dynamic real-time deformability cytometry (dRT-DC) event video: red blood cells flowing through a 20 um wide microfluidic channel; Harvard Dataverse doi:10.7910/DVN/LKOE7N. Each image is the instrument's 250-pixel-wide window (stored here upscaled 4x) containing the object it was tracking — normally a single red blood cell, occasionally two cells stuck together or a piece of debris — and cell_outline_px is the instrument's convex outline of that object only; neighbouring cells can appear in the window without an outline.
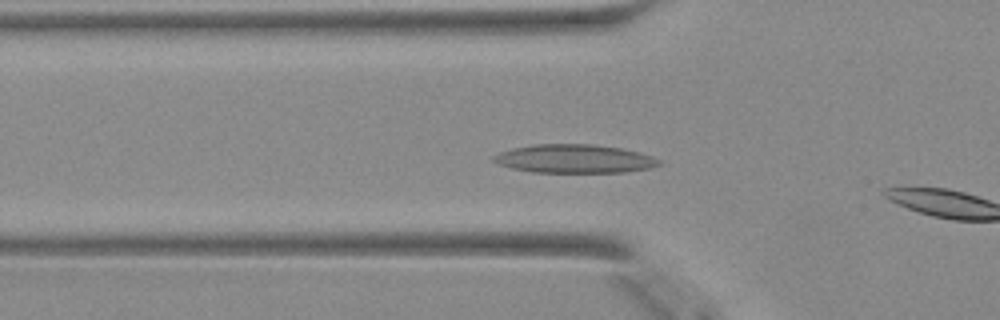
{"species": "Egyptian fruit bat (a non-hibernating species)", "species_latin": "Rousettus aegyptiacus", "temperature_condition": "warm", "stored_images_in_passage": 19, "camera_frame_rate_fps": 3000, "um_per_image_px": 0.085, "animal": {"sex": "female"}, "frame": {"image": 1, "passage_image": 2, "time_ms": 0.333, "image_size_px": [1000, 320], "cell_outline_px": [[660, 164], [652, 168], [624, 172], [532, 172], [512, 168], [500, 164], [492, 160], [492, 156], [500, 152], [512, 148], [536, 144], [592, 144], [620, 148], [652, 156], [660, 160]], "centroid_in_image_um": [48.81, 13.49], "position_along_channel_um": 77.0, "area_um2": 27.34}}
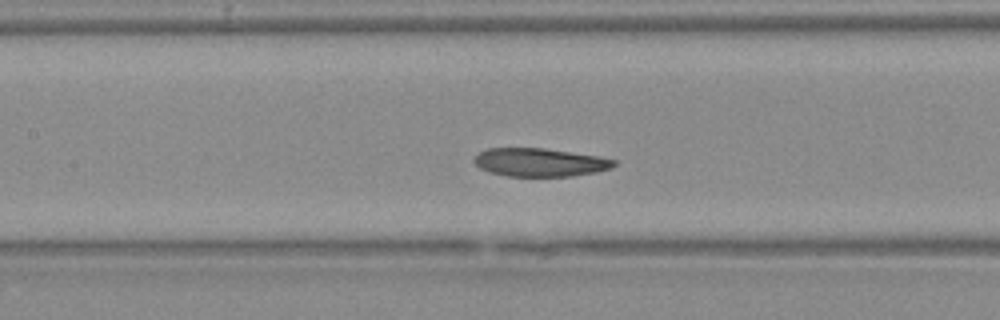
{"frame": {"image": 2, "passage_image": 8, "time_ms": 2.333, "image_size_px": [1000, 320], "cell_outline_px": [[616, 164], [612, 168], [596, 172], [572, 176], [508, 176], [488, 172], [480, 168], [472, 160], [480, 152], [488, 148], [544, 148], [600, 156], [616, 160]], "centroid_in_image_um": [45.9, 13.8], "position_along_channel_um": 161.5, "area_um2": 23.12}}
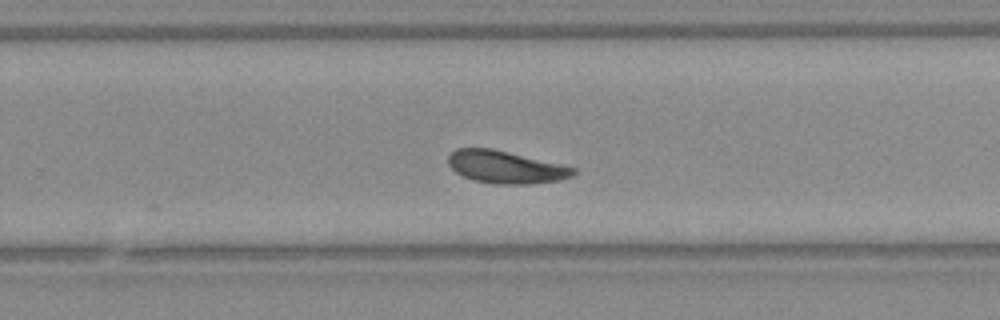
{"frame": {"image": 3, "passage_image": 17, "time_ms": 5.333, "image_size_px": [1000, 320], "cell_outline_px": [[576, 172], [572, 176], [560, 180], [528, 184], [496, 184], [476, 180], [464, 176], [456, 172], [448, 164], [448, 156], [456, 148], [492, 148], [560, 164], [576, 168]], "centroid_in_image_um": [42.98, 14.2], "position_along_channel_um": 286.8, "area_um2": 23.47}}